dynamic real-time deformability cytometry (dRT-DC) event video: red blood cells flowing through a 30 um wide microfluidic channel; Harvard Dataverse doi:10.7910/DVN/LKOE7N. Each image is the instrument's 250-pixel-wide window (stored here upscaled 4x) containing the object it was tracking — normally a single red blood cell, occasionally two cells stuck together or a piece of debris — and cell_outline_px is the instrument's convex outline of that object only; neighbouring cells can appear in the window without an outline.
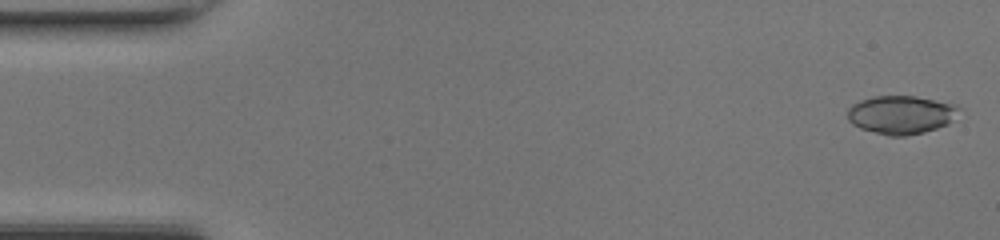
{"species": "common noctule bat (a hibernating species)", "species_latin": "Nyctalus noctula", "temperature_condition": "room temperature", "stored_images_in_passage": 47, "camera_frame_rate_fps": 3000, "um_per_image_px": 0.085, "animal": {"sex": "female", "body_mass_g": 17.0, "forearm_length_mm": 48.0}, "frame": {"image": 1, "passage_image": 1, "time_ms": 0.0, "image_size_px": [1000, 240], "cell_outline_px": [[964, 108], [948, 124], [924, 132], [904, 136], [888, 136], [860, 128], [852, 124], [848, 120], [848, 108], [852, 104], [860, 100], [872, 96], [916, 96], [956, 104]], "centroid_in_image_um": [76.62, 9.74], "position_along_channel_um": 8.4, "area_um2": 25.2}}
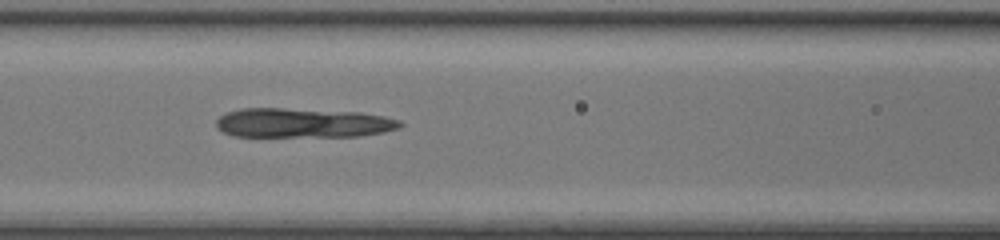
{"frame": {"image": 2, "passage_image": 20, "time_ms": 6.333, "image_size_px": [1000, 240], "cell_outline_px": [[404, 124], [400, 128], [384, 132], [360, 136], [232, 136], [216, 128], [216, 120], [220, 116], [228, 112], [240, 108], [284, 108], [360, 112], [384, 116], [400, 120]], "centroid_in_image_um": [25.76, 10.44], "position_along_channel_um": 140.8, "area_um2": 31.73}}
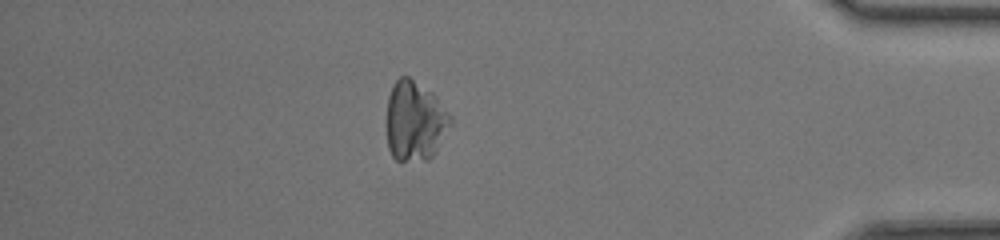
{"frame": {"image": 3, "passage_image": 41, "time_ms": 13.333, "image_size_px": [1000, 240], "cell_outline_px": [[452, 124], [436, 152], [428, 160], [396, 160], [392, 156], [388, 148], [388, 96], [396, 80], [400, 76], [408, 76], [432, 92], [436, 96], [452, 116]], "centroid_in_image_um": [35.31, 10.29], "position_along_channel_um": 399.9, "area_um2": 29.65}}